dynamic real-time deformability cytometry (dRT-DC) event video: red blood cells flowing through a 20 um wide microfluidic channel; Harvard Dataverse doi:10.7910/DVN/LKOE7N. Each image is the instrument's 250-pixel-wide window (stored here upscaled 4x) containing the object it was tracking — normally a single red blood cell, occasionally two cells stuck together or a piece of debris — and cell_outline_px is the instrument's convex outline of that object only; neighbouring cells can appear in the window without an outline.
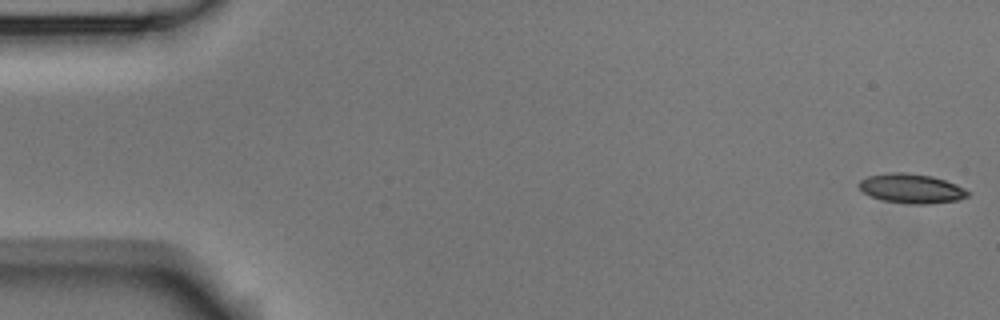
{"species": "Egyptian fruit bat (a non-hibernating species)", "species_latin": "Rousettus aegyptiacus", "temperature_condition": "room temperature", "stored_images_in_passage": 5, "camera_frame_rate_fps": 3000, "um_per_image_px": 0.085, "animal": {"sex": "male"}, "frame": {"image": 1, "passage_image": 1, "time_ms": 0.0, "image_size_px": [1000, 320], "cell_outline_px": [[968, 196], [956, 200], [928, 204], [912, 204], [884, 200], [872, 196], [864, 192], [860, 188], [860, 180], [868, 176], [892, 172], [904, 172], [932, 176], [956, 184], [964, 188], [968, 192]], "centroid_in_image_um": [77.48, 16.01], "position_along_channel_um": 7.5, "area_um2": 18.32}}
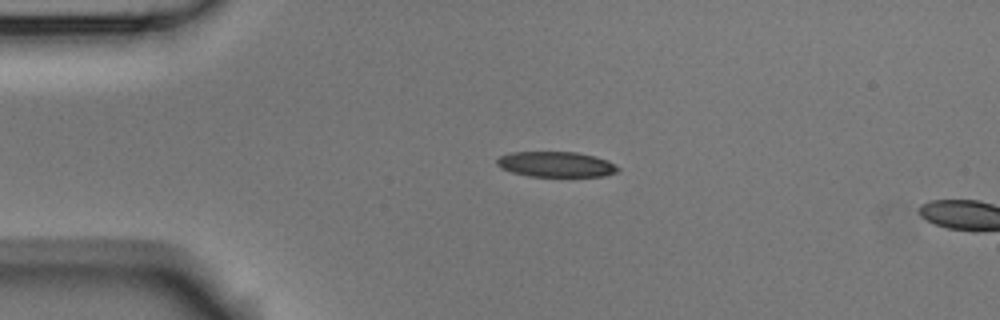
{"frame": {"image": 2, "passage_image": 4, "time_ms": 1.0, "image_size_px": [1000, 320], "cell_outline_px": [[620, 168], [616, 172], [604, 176], [528, 176], [512, 172], [500, 168], [496, 164], [496, 160], [500, 156], [512, 152], [576, 152], [596, 156], [608, 160]], "centroid_in_image_um": [47.25, 13.96], "position_along_channel_um": 37.7, "area_um2": 17.92}}